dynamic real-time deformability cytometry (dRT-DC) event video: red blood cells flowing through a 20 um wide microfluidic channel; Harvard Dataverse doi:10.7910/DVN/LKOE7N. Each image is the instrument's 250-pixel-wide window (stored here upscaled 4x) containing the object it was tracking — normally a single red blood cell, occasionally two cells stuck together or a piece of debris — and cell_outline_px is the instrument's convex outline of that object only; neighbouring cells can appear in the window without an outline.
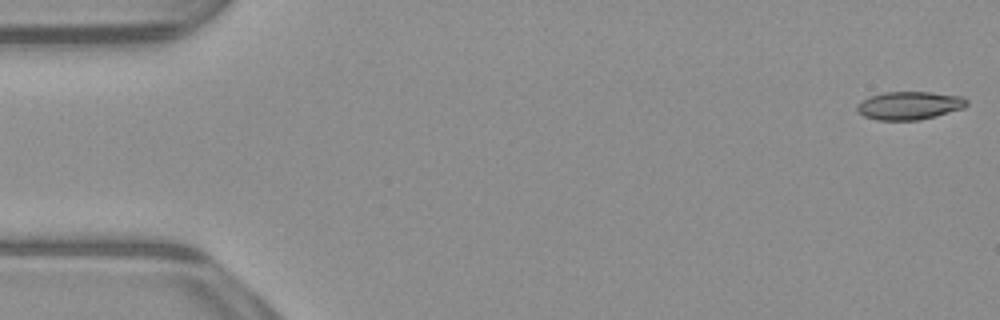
{"species": "common noctule bat (a hibernating species)", "species_latin": "Nyctalus noctula", "temperature_condition": "warm", "stored_images_in_passage": 52, "camera_frame_rate_fps": 3000, "um_per_image_px": 0.085, "animal": {"sex": "male", "body_mass_g": 23.1, "forearm_length_mm": 52.7}, "frame": {"image": 1, "passage_image": 1, "time_ms": 0.0, "image_size_px": [1000, 320], "cell_outline_px": [[968, 104], [964, 108], [936, 116], [920, 120], [876, 120], [864, 116], [856, 112], [856, 104], [868, 96], [884, 92], [932, 92], [964, 96], [968, 100]], "centroid_in_image_um": [77.29, 8.96], "position_along_channel_um": 7.7, "area_um2": 18.32}}
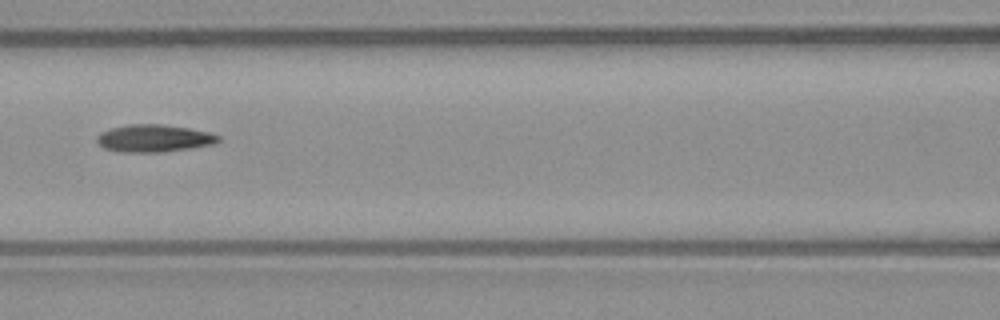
{"frame": {"image": 2, "passage_image": 23, "time_ms": 7.333, "image_size_px": [1000, 320], "cell_outline_px": [[220, 140], [212, 144], [192, 148], [164, 152], [116, 152], [104, 148], [96, 140], [96, 136], [100, 132], [112, 128], [128, 124], [160, 124], [188, 128], [208, 132], [220, 136]], "centroid_in_image_um": [13.05, 11.76], "position_along_channel_um": 153.5, "area_um2": 19.42}}
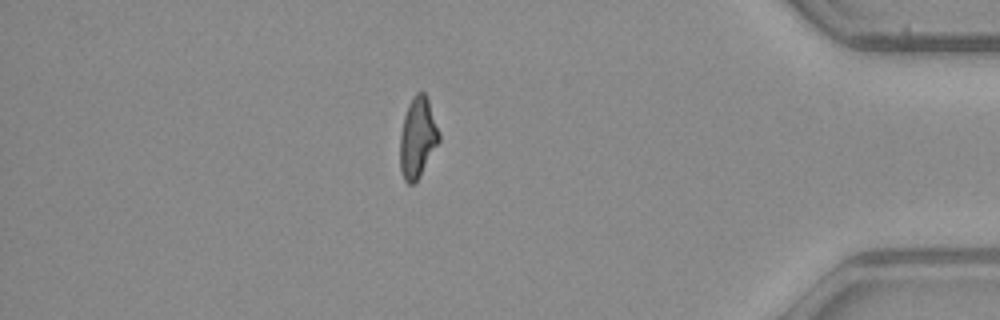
{"frame": {"image": 3, "passage_image": 45, "time_ms": 14.667, "image_size_px": [1000, 320], "cell_outline_px": [[440, 140], [420, 176], [412, 184], [408, 184], [404, 180], [400, 168], [400, 136], [404, 116], [408, 104], [412, 96], [416, 92], [424, 92], [428, 100], [440, 132]], "centroid_in_image_um": [35.49, 11.69], "position_along_channel_um": 399.7, "area_um2": 18.26}, "authors_computed_cell_mechanics": {"area_um2": 18.8139, "velocity_mm_per_s": 3.9389, "shape_relaxation_time_tau1_ms": null, "shape_relaxation_time_tau2_ms": 5.7751, "deformation_change_tau1": null, "deformation_change_tau2": 0.1569}}